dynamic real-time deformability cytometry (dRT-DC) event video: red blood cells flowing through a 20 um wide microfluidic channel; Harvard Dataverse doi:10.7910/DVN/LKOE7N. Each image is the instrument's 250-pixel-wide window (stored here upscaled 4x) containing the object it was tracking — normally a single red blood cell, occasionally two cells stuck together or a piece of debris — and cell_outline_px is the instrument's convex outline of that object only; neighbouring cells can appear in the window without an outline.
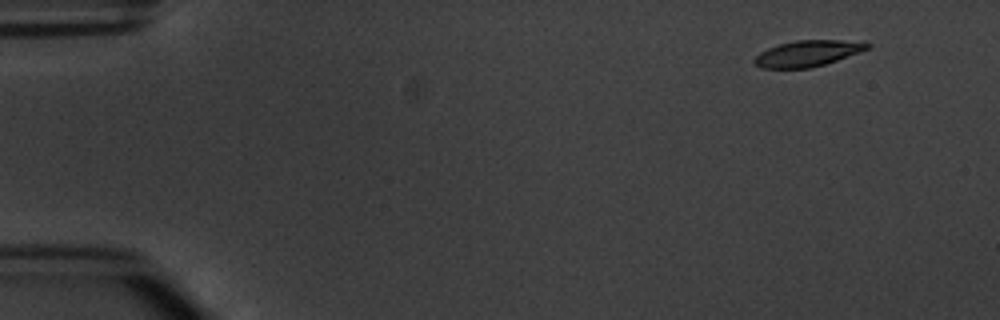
{"species": "common noctule bat (a hibernating species)", "species_latin": "Nyctalus noctula", "temperature_condition": "warm", "stored_images_in_passage": 4, "camera_frame_rate_fps": 3000, "um_per_image_px": 0.085, "animal": {"sex": "male", "body_mass_g": 20.1, "forearm_length_mm": 53.5}, "frame": {"image": 1, "passage_image": 1, "time_ms": 0.0, "image_size_px": [1000, 320], "cell_outline_px": [[872, 44], [868, 48], [860, 52], [824, 64], [808, 68], [760, 68], [752, 64], [752, 60], [760, 52], [768, 48], [780, 44], [796, 40], [864, 40]], "centroid_in_image_um": [68.66, 4.53], "position_along_channel_um": 16.3, "area_um2": 17.28}}
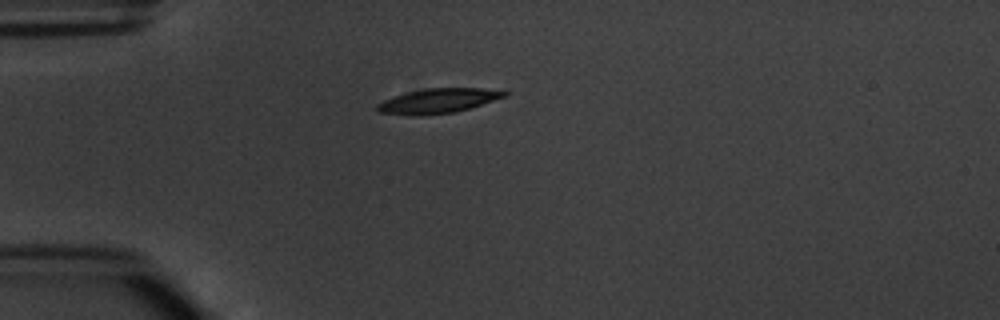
{"frame": {"image": 2, "passage_image": 4, "time_ms": 3.333, "image_size_px": [1000, 320], "cell_outline_px": [[508, 96], [472, 108], [456, 112], [424, 116], [408, 116], [380, 112], [376, 108], [376, 104], [384, 100], [408, 92], [424, 88], [480, 88], [508, 92]], "centroid_in_image_um": [37.26, 8.59], "position_along_channel_um": 47.7, "area_um2": 18.5}}